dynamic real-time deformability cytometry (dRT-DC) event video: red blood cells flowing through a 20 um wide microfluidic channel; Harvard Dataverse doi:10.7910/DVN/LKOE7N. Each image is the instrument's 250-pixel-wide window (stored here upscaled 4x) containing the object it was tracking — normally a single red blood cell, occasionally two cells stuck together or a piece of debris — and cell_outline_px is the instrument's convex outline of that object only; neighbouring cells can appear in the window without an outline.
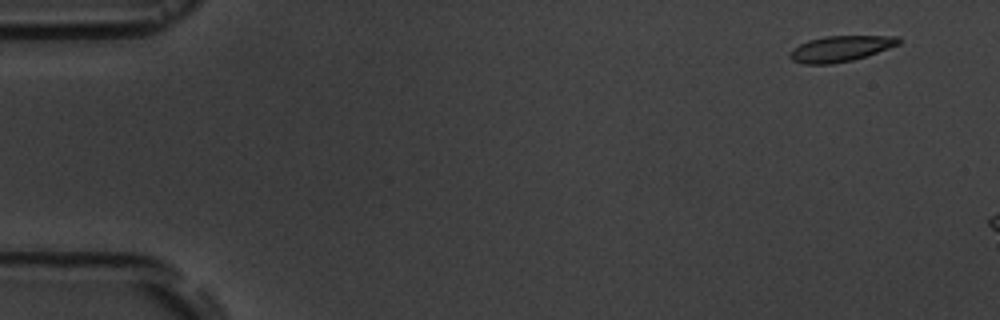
{"species": "common noctule bat (a hibernating species)", "species_latin": "Nyctalus noctula", "temperature_condition": "room temperature", "stored_images_in_passage": 3, "camera_frame_rate_fps": 3000, "um_per_image_px": 0.085, "animal": {"sex": "male", "body_mass_g": 19.5, "forearm_length_mm": 54.6}, "frame": {"image": 1, "passage_image": 1, "time_ms": 0.0, "image_size_px": [1000, 320], "cell_outline_px": [[904, 40], [900, 44], [852, 60], [832, 64], [804, 64], [792, 60], [788, 56], [788, 52], [792, 48], [808, 40], [824, 36], [900, 36]], "centroid_in_image_um": [71.43, 4.13], "position_along_channel_um": 13.6, "area_um2": 16.42}}